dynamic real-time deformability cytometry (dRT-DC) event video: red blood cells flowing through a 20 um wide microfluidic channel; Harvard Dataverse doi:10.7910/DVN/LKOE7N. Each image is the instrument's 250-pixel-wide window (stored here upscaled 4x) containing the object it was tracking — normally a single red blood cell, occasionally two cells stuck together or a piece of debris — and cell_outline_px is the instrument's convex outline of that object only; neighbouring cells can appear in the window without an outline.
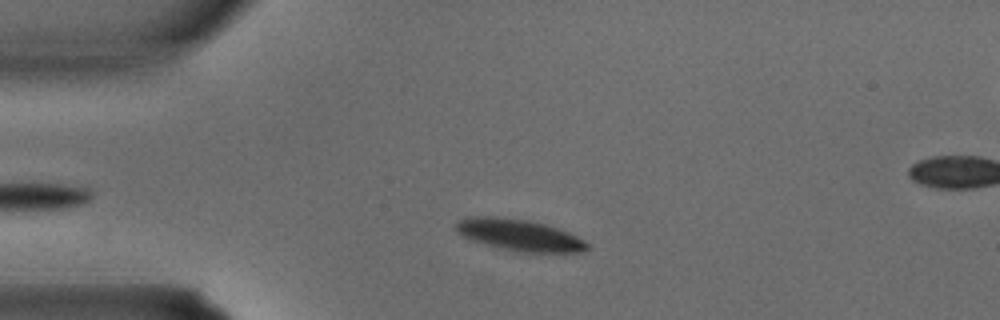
{"species": "common noctule bat (a hibernating species)", "species_latin": "Nyctalus noctula", "temperature_condition": "warm", "stored_images_in_passage": 26, "camera_frame_rate_fps": 3000, "um_per_image_px": 0.085, "animal": {"sex": "male", "body_mass_g": 15.6}, "frame": {"image": 1, "passage_image": 5, "time_ms": 1.333, "image_size_px": [1000, 320], "cell_outline_px": [[588, 248], [580, 252], [516, 252], [484, 244], [472, 240], [464, 236], [456, 228], [456, 224], [460, 220], [468, 216], [492, 216], [528, 220], [544, 224], [568, 232], [584, 240], [588, 244]], "centroid_in_image_um": [44.14, 19.98], "position_along_channel_um": 40.9, "area_um2": 23.81}}
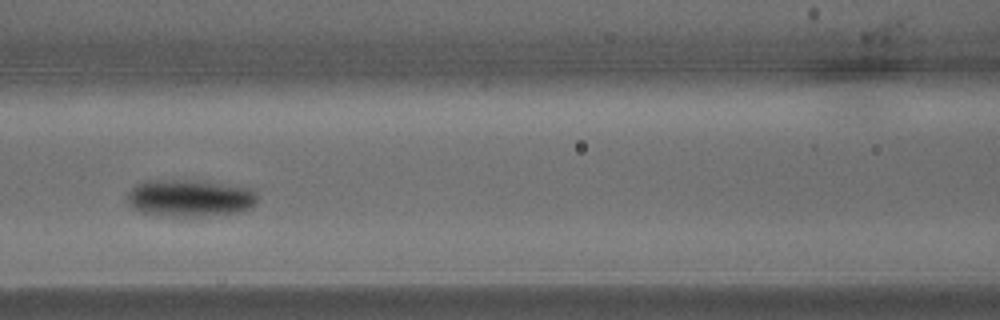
{"frame": {"image": 2, "passage_image": 12, "time_ms": 3.667, "image_size_px": [1000, 320], "cell_outline_px": [[256, 204], [252, 208], [240, 212], [208, 216], [160, 216], [140, 212], [132, 208], [128, 200], [128, 192], [136, 184], [144, 180], [188, 180], [256, 188]], "centroid_in_image_um": [16.15, 16.85], "position_along_channel_um": 150.4, "area_um2": 28.5}}
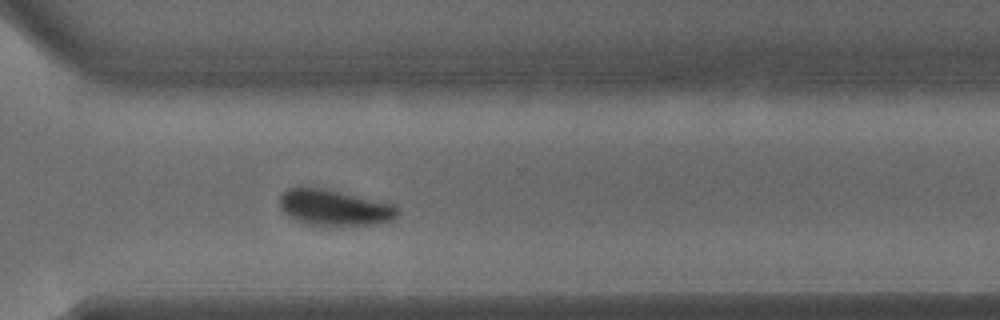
{"frame": {"image": 3, "passage_image": 22, "time_ms": 7.0, "image_size_px": [1000, 320], "cell_outline_px": [[400, 212], [392, 220], [380, 224], [300, 224], [288, 216], [280, 208], [280, 196], [288, 188], [320, 188], [396, 204], [400, 208]], "centroid_in_image_um": [28.45, 17.65], "position_along_channel_um": 342.2, "area_um2": 24.39}}